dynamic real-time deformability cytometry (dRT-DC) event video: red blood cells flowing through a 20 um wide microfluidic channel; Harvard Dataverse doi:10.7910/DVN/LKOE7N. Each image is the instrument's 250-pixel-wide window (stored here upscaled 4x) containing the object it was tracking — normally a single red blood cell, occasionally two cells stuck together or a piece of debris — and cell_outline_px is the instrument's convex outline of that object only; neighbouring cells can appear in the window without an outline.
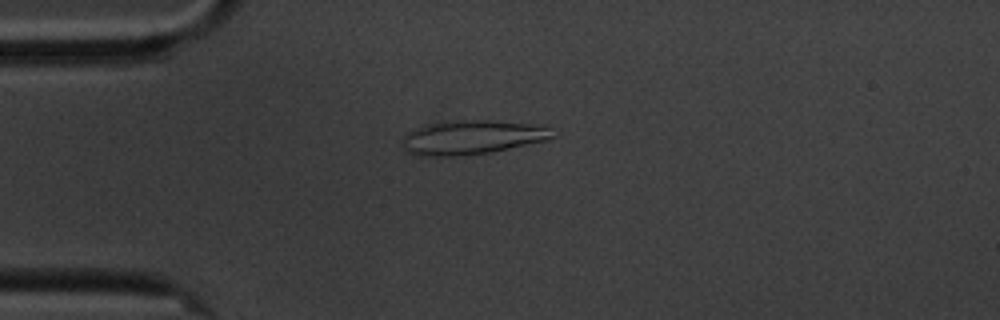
{"species": "common noctule bat (a hibernating species)", "species_latin": "Nyctalus noctula", "temperature_condition": "cold", "stored_images_in_passage": 48, "camera_frame_rate_fps": 3000, "um_per_image_px": 0.085, "animal": {"sex": "male", "body_mass_g": 20.1, "forearm_length_mm": 53.5}, "frame": {"image": 1, "passage_image": 4, "time_ms": 1.0, "image_size_px": [1000, 320], "cell_outline_px": [[556, 136], [544, 140], [508, 148], [488, 152], [460, 156], [416, 156], [408, 152], [404, 148], [404, 136], [408, 132], [416, 128], [428, 124], [456, 120], [488, 120], [532, 124], [548, 128]], "centroid_in_image_um": [40.07, 11.67], "position_along_channel_um": 44.9, "area_um2": 29.36}}
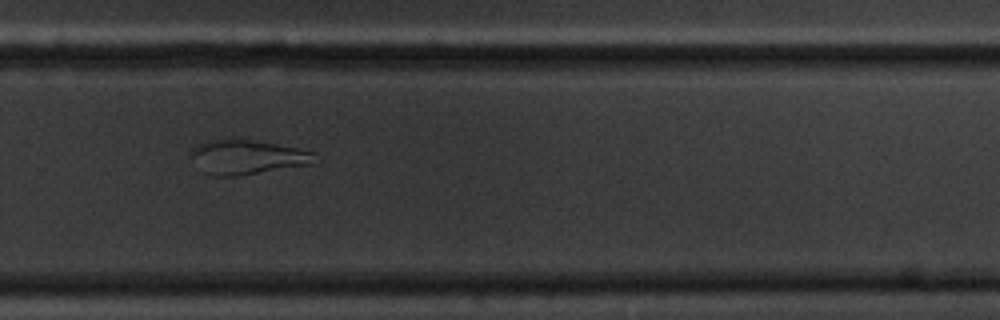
{"frame": {"image": 2, "passage_image": 29, "time_ms": 9.333, "image_size_px": [1000, 320], "cell_outline_px": [[320, 160], [316, 164], [236, 176], [212, 176], [204, 172], [192, 156], [192, 148], [196, 144], [208, 140], [248, 140], [276, 144], [316, 152]], "centroid_in_image_um": [21.12, 13.37], "position_along_channel_um": 308.7, "area_um2": 24.74}}
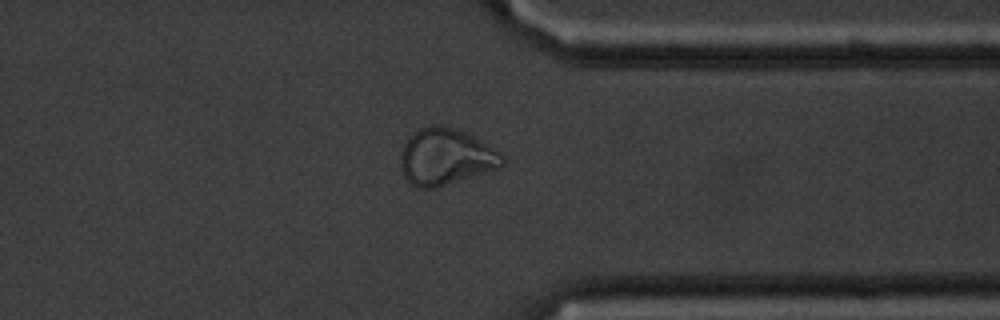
{"frame": {"image": 3, "passage_image": 35, "time_ms": 11.333, "image_size_px": [1000, 320], "cell_outline_px": [[504, 164], [496, 168], [436, 188], [416, 188], [404, 176], [400, 164], [400, 156], [404, 144], [420, 128], [432, 124], [440, 124], [456, 128], [472, 136], [504, 156]], "centroid_in_image_um": [37.84, 13.33], "position_along_channel_um": 373.6, "area_um2": 32.89}, "authors_computed_cell_mechanics": {"area_um2": 26.0967, "velocity_mm_per_s": 3.4015, "shape_relaxation_time_tau1_ms": null, "shape_relaxation_time_tau2_ms": 5.6101, "deformation_change_tau1": null, "deformation_change_tau2": 0.0959}}